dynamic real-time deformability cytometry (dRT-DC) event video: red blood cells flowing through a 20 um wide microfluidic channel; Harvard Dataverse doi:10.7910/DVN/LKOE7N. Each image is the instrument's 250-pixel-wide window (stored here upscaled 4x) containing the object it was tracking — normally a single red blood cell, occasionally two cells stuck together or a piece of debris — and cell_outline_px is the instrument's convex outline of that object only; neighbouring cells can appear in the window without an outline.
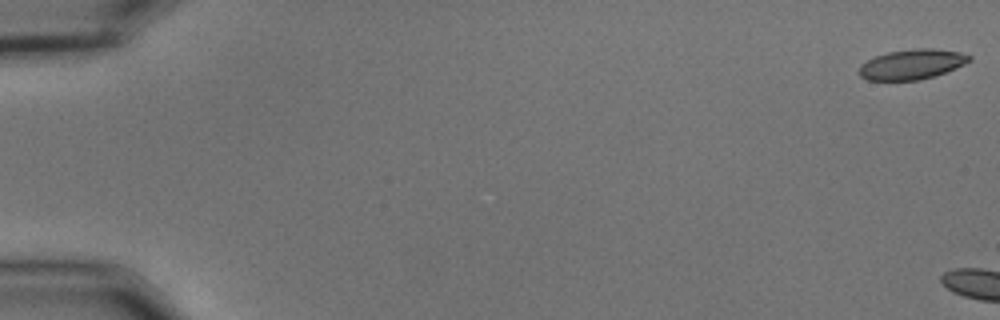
{"species": "common noctule bat (a hibernating species)", "species_latin": "Nyctalus noctula", "temperature_condition": "cold", "stored_images_in_passage": 5, "camera_frame_rate_fps": 3000, "um_per_image_px": 0.085, "animal": {"sex": "male", "body_mass_g": 15.6}, "frame": {"image": 1, "passage_image": 1, "time_ms": 0.0, "image_size_px": [1000, 320], "cell_outline_px": [[972, 60], [964, 64], [944, 72], [932, 76], [916, 80], [868, 80], [860, 76], [860, 64], [876, 56], [888, 52], [916, 48], [936, 48], [960, 52], [972, 56]], "centroid_in_image_um": [77.52, 5.45], "position_along_channel_um": 7.5, "area_um2": 19.07}}